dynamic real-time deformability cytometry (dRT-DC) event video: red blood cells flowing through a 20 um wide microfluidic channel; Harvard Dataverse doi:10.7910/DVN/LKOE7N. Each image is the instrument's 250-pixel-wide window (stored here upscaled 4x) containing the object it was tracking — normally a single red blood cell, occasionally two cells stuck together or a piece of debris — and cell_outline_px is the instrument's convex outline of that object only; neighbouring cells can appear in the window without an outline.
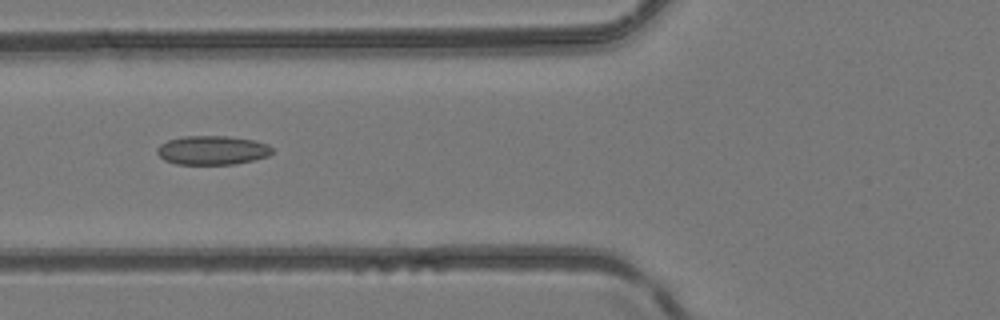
{"species": "common noctule bat (a hibernating species)", "species_latin": "Nyctalus noctula", "temperature_condition": "room temperature", "stored_images_in_passage": 6, "camera_frame_rate_fps": 3000, "um_per_image_px": 0.085, "animal": {"sex": "female", "body_mass_g": 24.6, "forearm_length_mm": 56.2}, "frame": {"image": 1, "passage_image": 5, "time_ms": 1.333, "image_size_px": [1000, 320], "cell_outline_px": [[272, 152], [268, 156], [236, 164], [176, 164], [164, 160], [156, 152], [156, 148], [160, 144], [168, 140], [184, 136], [228, 136], [256, 140], [268, 144], [272, 148]], "centroid_in_image_um": [18.04, 12.76], "position_along_channel_um": 107.8, "area_um2": 19.54}}
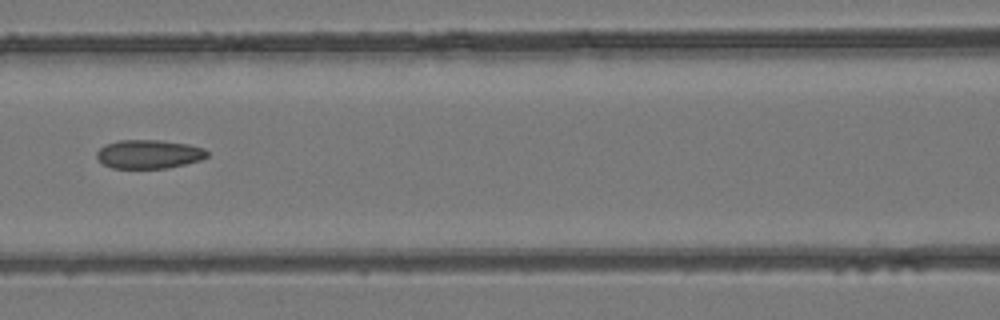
{"frame": {"image": 2, "passage_image": 6, "time_ms": 1.667, "image_size_px": [1000, 320], "cell_outline_px": [[208, 156], [200, 160], [168, 168], [112, 168], [104, 164], [96, 156], [96, 152], [104, 144], [120, 140], [160, 140], [188, 144], [204, 148], [208, 152]], "centroid_in_image_um": [12.65, 13.09], "position_along_channel_um": 153.9, "area_um2": 18.5}}